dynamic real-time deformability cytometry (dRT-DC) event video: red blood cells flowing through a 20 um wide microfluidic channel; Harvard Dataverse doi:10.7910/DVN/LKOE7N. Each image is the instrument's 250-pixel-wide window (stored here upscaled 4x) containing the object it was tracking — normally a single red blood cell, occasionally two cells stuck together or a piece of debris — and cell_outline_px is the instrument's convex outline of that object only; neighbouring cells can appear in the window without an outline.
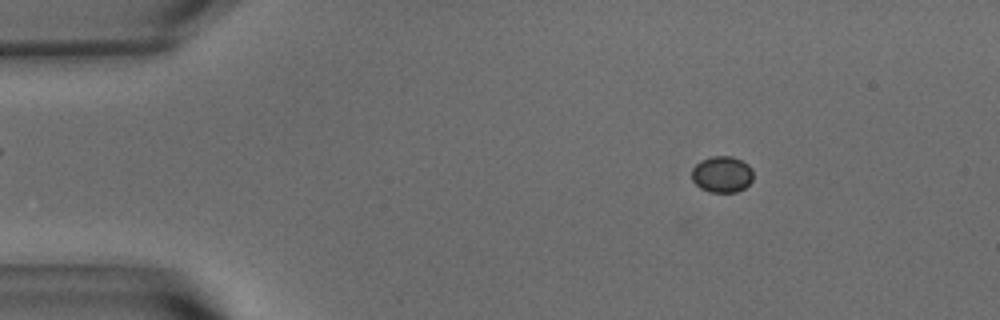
{"species": "common noctule bat (a hibernating species)", "species_latin": "Nyctalus noctula", "temperature_condition": "warm", "stored_images_in_passage": 54, "camera_frame_rate_fps": 3000, "um_per_image_px": 0.085, "animal": {"sex": "male", "body_mass_g": 15.6}, "frame": {"image": 1, "passage_image": 7, "time_ms": 2.0, "image_size_px": [1000, 320], "cell_outline_px": [[752, 180], [744, 188], [736, 192], [708, 192], [700, 188], [692, 180], [692, 168], [700, 160], [712, 156], [732, 156], [748, 164], [752, 168]], "centroid_in_image_um": [61.36, 14.81], "position_along_channel_um": 23.6, "area_um2": 13.06}}
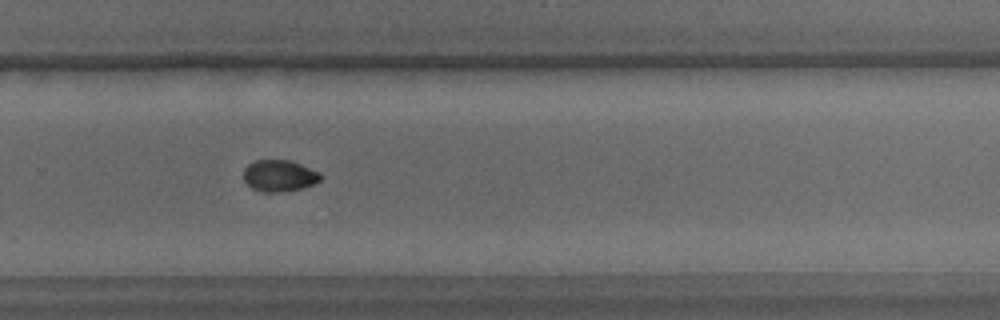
{"frame": {"image": 2, "passage_image": 36, "time_ms": 11.667, "image_size_px": [1000, 320], "cell_outline_px": [[320, 180], [312, 184], [300, 188], [276, 192], [264, 192], [252, 188], [244, 180], [244, 168], [248, 164], [256, 160], [288, 160], [300, 164], [320, 172]], "centroid_in_image_um": [23.71, 14.92], "position_along_channel_um": 306.1, "area_um2": 13.87}}
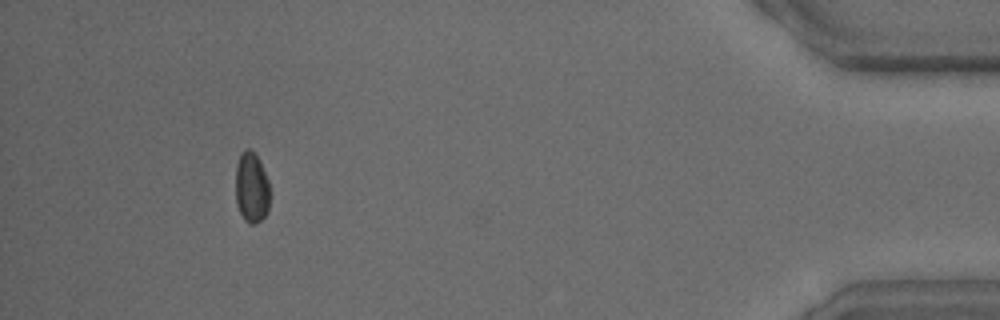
{"frame": {"image": 3, "passage_image": 50, "time_ms": 16.333, "image_size_px": [1000, 320], "cell_outline_px": [[268, 212], [256, 224], [252, 224], [244, 220], [240, 212], [236, 200], [236, 164], [240, 152], [244, 148], [248, 148], [260, 160], [268, 180]], "centroid_in_image_um": [21.36, 15.92], "position_along_channel_um": 413.8, "area_um2": 14.05}, "authors_computed_cell_mechanics": {"area_um2": 14.3922, "velocity_mm_per_s": 3.6652, "shape_relaxation_time_tau1_ms": 5.0718, "shape_relaxation_time_tau2_ms": 3.5647, "deformation_change_tau1": 0.148, "deformation_change_tau2": 0.0382}}